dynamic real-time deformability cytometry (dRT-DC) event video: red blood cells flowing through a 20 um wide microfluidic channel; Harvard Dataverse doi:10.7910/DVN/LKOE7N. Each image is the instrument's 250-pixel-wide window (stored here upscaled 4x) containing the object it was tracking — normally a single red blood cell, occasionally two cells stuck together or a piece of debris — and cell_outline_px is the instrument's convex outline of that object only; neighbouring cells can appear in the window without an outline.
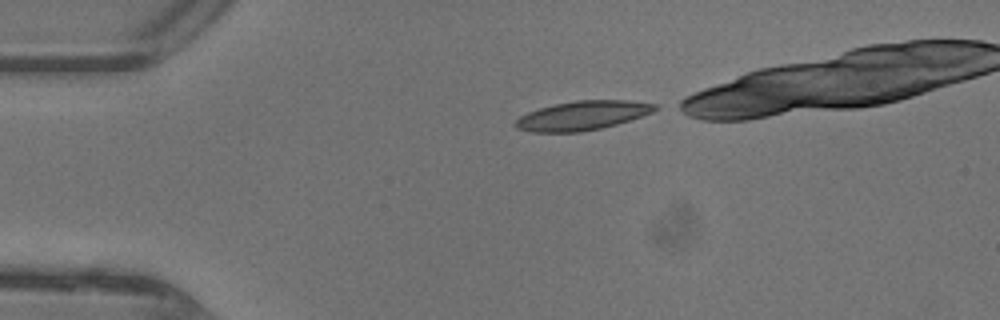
{"species": "common noctule bat (a hibernating species)", "species_latin": "Nyctalus noctula", "temperature_condition": "warm", "stored_images_in_passage": 29, "camera_frame_rate_fps": 3000, "um_per_image_px": 0.085, "animal": {"sex": "female"}, "frame": {"image": 1, "passage_image": 1, "time_ms": 0.0, "image_size_px": [1000, 320], "cell_outline_px": [[660, 108], [652, 112], [616, 124], [600, 128], [580, 132], [532, 132], [516, 128], [512, 124], [520, 116], [528, 112], [540, 108], [556, 104], [576, 100], [628, 100], [660, 104]], "centroid_in_image_um": [49.51, 9.81], "position_along_channel_um": 35.5, "area_um2": 23.64}}
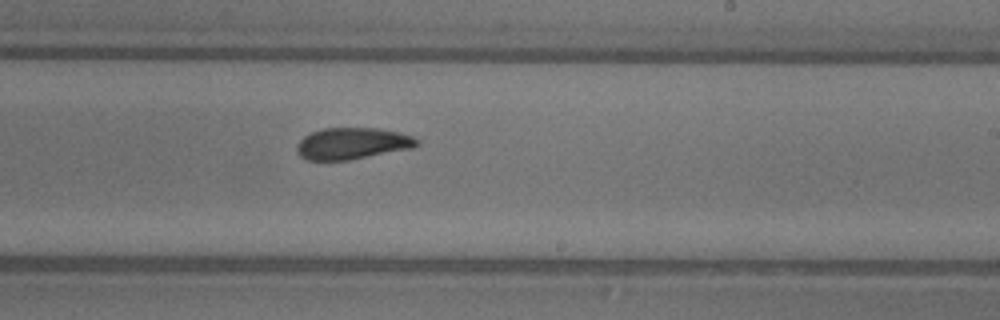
{"frame": {"image": 2, "passage_image": 19, "time_ms": 6.0, "image_size_px": [1000, 320], "cell_outline_px": [[420, 144], [416, 148], [348, 160], [308, 160], [300, 156], [296, 152], [296, 148], [300, 140], [304, 136], [312, 132], [324, 128], [376, 128], [400, 132], [412, 136], [420, 140]], "centroid_in_image_um": [30.0, 12.2], "position_along_channel_um": 259.0, "area_um2": 22.31}}
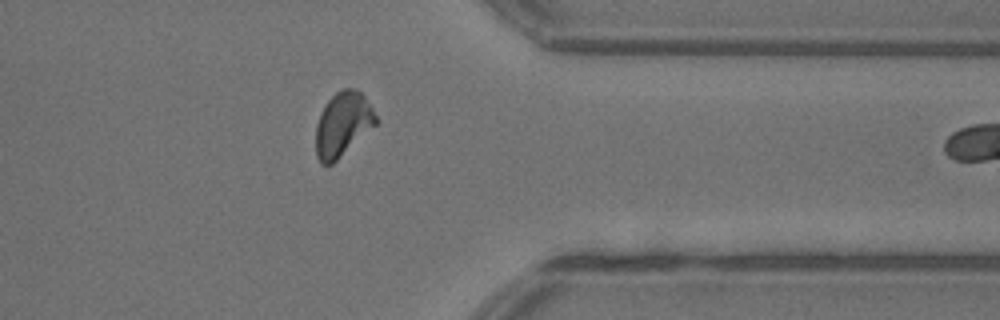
{"frame": {"image": 3, "passage_image": 28, "time_ms": 9.0, "image_size_px": [1000, 320], "cell_outline_px": [[380, 120], [376, 124], [332, 164], [320, 164], [316, 156], [316, 124], [320, 112], [328, 100], [336, 92], [344, 88], [356, 88], [364, 96]], "centroid_in_image_um": [29.13, 10.55], "position_along_channel_um": 382.3, "area_um2": 22.43}}